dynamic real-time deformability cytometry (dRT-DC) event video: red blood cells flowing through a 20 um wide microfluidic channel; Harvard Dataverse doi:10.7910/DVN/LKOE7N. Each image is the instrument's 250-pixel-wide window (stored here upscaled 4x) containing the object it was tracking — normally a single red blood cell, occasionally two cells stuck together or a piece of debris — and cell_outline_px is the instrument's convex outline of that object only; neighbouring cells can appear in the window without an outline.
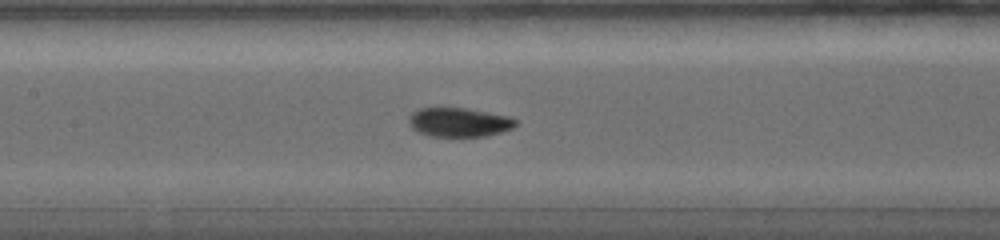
{"species": "common noctule bat (a hibernating species)", "species_latin": "Nyctalus noctula", "temperature_condition": "warm", "stored_images_in_passage": 45, "camera_frame_rate_fps": 5000, "um_per_image_px": 0.085, "animal": {"sex": "female", "body_mass_g": 19.0, "forearm_length_mm": 56.7}, "frame": {"image": 1, "passage_image": 19, "time_ms": 5.8, "image_size_px": [1000, 240], "cell_outline_px": [[516, 124], [512, 128], [500, 132], [484, 136], [432, 136], [416, 132], [408, 124], [408, 116], [412, 112], [420, 108], [464, 108], [508, 116], [516, 120]], "centroid_in_image_um": [38.95, 10.39], "position_along_channel_um": 168.4, "area_um2": 17.98}}
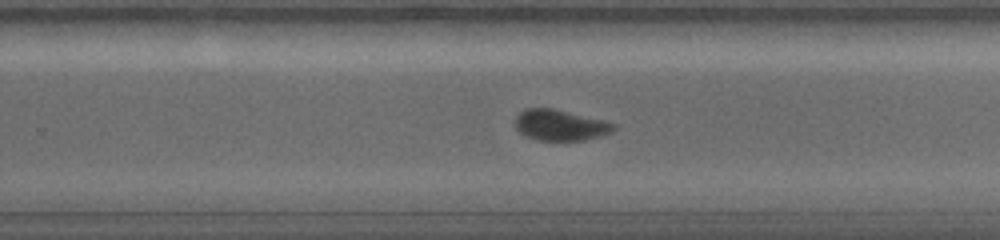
{"frame": {"image": 2, "passage_image": 28, "time_ms": 8.8, "image_size_px": [1000, 240], "cell_outline_px": [[616, 128], [612, 132], [604, 136], [588, 140], [564, 144], [556, 144], [536, 140], [524, 136], [516, 128], [516, 120], [528, 108], [548, 108], [600, 120], [616, 124]], "centroid_in_image_um": [47.67, 10.75], "position_along_channel_um": 282.1, "area_um2": 18.09}}
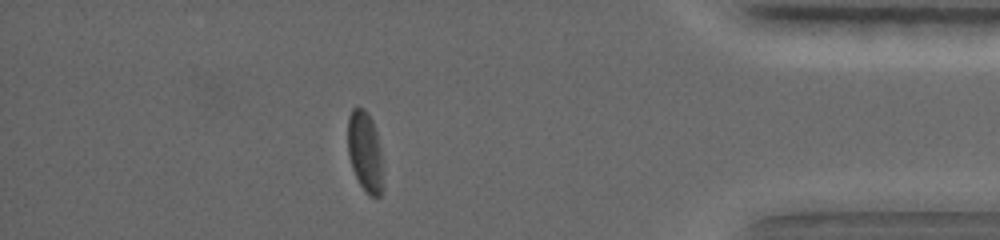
{"frame": {"image": 3, "passage_image": 36, "time_ms": 13.0, "image_size_px": [1000, 240], "cell_outline_px": [[380, 196], [368, 196], [360, 184], [352, 168], [348, 152], [348, 116], [352, 108], [360, 108], [372, 120], [380, 148]], "centroid_in_image_um": [30.97, 12.87], "position_along_channel_um": 404.2, "area_um2": 15.66}, "authors_computed_cell_mechanics": {"area_um2": 18.207, "velocity_mm_per_s": 3.8006, "shape_relaxation_time_tau1_ms": 4.7539, "shape_relaxation_time_tau2_ms": 1.357, "deformation_change_tau1": 0.1343, "deformation_change_tau2": 0.0526}}